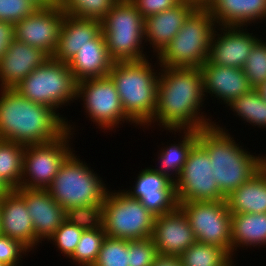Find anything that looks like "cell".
Wrapping results in <instances>:
<instances>
[{
  "instance_id": "obj_34",
  "label": "cell",
  "mask_w": 266,
  "mask_h": 266,
  "mask_svg": "<svg viewBox=\"0 0 266 266\" xmlns=\"http://www.w3.org/2000/svg\"><path fill=\"white\" fill-rule=\"evenodd\" d=\"M93 266H129V240L106 236Z\"/></svg>"
},
{
  "instance_id": "obj_4",
  "label": "cell",
  "mask_w": 266,
  "mask_h": 266,
  "mask_svg": "<svg viewBox=\"0 0 266 266\" xmlns=\"http://www.w3.org/2000/svg\"><path fill=\"white\" fill-rule=\"evenodd\" d=\"M152 67L147 58L142 61L114 62L109 71L125 114L141 127L152 121L156 108L159 73Z\"/></svg>"
},
{
  "instance_id": "obj_11",
  "label": "cell",
  "mask_w": 266,
  "mask_h": 266,
  "mask_svg": "<svg viewBox=\"0 0 266 266\" xmlns=\"http://www.w3.org/2000/svg\"><path fill=\"white\" fill-rule=\"evenodd\" d=\"M198 243L215 245L232 256L231 213L226 200L178 203Z\"/></svg>"
},
{
  "instance_id": "obj_3",
  "label": "cell",
  "mask_w": 266,
  "mask_h": 266,
  "mask_svg": "<svg viewBox=\"0 0 266 266\" xmlns=\"http://www.w3.org/2000/svg\"><path fill=\"white\" fill-rule=\"evenodd\" d=\"M227 132L219 124L198 131V143L210 156L211 171L226 197L259 172L265 159L244 150Z\"/></svg>"
},
{
  "instance_id": "obj_22",
  "label": "cell",
  "mask_w": 266,
  "mask_h": 266,
  "mask_svg": "<svg viewBox=\"0 0 266 266\" xmlns=\"http://www.w3.org/2000/svg\"><path fill=\"white\" fill-rule=\"evenodd\" d=\"M194 9L195 7L188 0H182L173 8L146 18L144 43L150 42L153 52L158 56L178 33L185 19Z\"/></svg>"
},
{
  "instance_id": "obj_2",
  "label": "cell",
  "mask_w": 266,
  "mask_h": 266,
  "mask_svg": "<svg viewBox=\"0 0 266 266\" xmlns=\"http://www.w3.org/2000/svg\"><path fill=\"white\" fill-rule=\"evenodd\" d=\"M0 91V139L25 146L45 144L74 130L53 108L26 99L15 89Z\"/></svg>"
},
{
  "instance_id": "obj_28",
  "label": "cell",
  "mask_w": 266,
  "mask_h": 266,
  "mask_svg": "<svg viewBox=\"0 0 266 266\" xmlns=\"http://www.w3.org/2000/svg\"><path fill=\"white\" fill-rule=\"evenodd\" d=\"M175 132H182V141L177 144H171L162 148L158 154L159 169L158 172L167 175L171 180L175 181L187 160L191 148L198 142V131L196 130H173ZM175 175V176H174Z\"/></svg>"
},
{
  "instance_id": "obj_33",
  "label": "cell",
  "mask_w": 266,
  "mask_h": 266,
  "mask_svg": "<svg viewBox=\"0 0 266 266\" xmlns=\"http://www.w3.org/2000/svg\"><path fill=\"white\" fill-rule=\"evenodd\" d=\"M118 0H61L65 14L102 21Z\"/></svg>"
},
{
  "instance_id": "obj_37",
  "label": "cell",
  "mask_w": 266,
  "mask_h": 266,
  "mask_svg": "<svg viewBox=\"0 0 266 266\" xmlns=\"http://www.w3.org/2000/svg\"><path fill=\"white\" fill-rule=\"evenodd\" d=\"M83 231V229L65 220L49 240L54 242L53 244H55V247L57 246V250H60L66 258H69L74 253Z\"/></svg>"
},
{
  "instance_id": "obj_30",
  "label": "cell",
  "mask_w": 266,
  "mask_h": 266,
  "mask_svg": "<svg viewBox=\"0 0 266 266\" xmlns=\"http://www.w3.org/2000/svg\"><path fill=\"white\" fill-rule=\"evenodd\" d=\"M227 105L243 121L252 126L266 128V101L262 99L257 89L252 88Z\"/></svg>"
},
{
  "instance_id": "obj_12",
  "label": "cell",
  "mask_w": 266,
  "mask_h": 266,
  "mask_svg": "<svg viewBox=\"0 0 266 266\" xmlns=\"http://www.w3.org/2000/svg\"><path fill=\"white\" fill-rule=\"evenodd\" d=\"M174 184L178 203L226 199L211 171L210 156L198 142L191 148Z\"/></svg>"
},
{
  "instance_id": "obj_32",
  "label": "cell",
  "mask_w": 266,
  "mask_h": 266,
  "mask_svg": "<svg viewBox=\"0 0 266 266\" xmlns=\"http://www.w3.org/2000/svg\"><path fill=\"white\" fill-rule=\"evenodd\" d=\"M106 238L103 227L98 230H84L74 253L69 257L78 266H93Z\"/></svg>"
},
{
  "instance_id": "obj_19",
  "label": "cell",
  "mask_w": 266,
  "mask_h": 266,
  "mask_svg": "<svg viewBox=\"0 0 266 266\" xmlns=\"http://www.w3.org/2000/svg\"><path fill=\"white\" fill-rule=\"evenodd\" d=\"M24 198L31 216L35 237L40 242L55 233L65 221V209L61 207L46 189H16Z\"/></svg>"
},
{
  "instance_id": "obj_1",
  "label": "cell",
  "mask_w": 266,
  "mask_h": 266,
  "mask_svg": "<svg viewBox=\"0 0 266 266\" xmlns=\"http://www.w3.org/2000/svg\"><path fill=\"white\" fill-rule=\"evenodd\" d=\"M160 67L156 108L147 126L157 121L159 127L173 133L172 130L199 131L216 124L199 112L208 96L204 94L201 69Z\"/></svg>"
},
{
  "instance_id": "obj_45",
  "label": "cell",
  "mask_w": 266,
  "mask_h": 266,
  "mask_svg": "<svg viewBox=\"0 0 266 266\" xmlns=\"http://www.w3.org/2000/svg\"><path fill=\"white\" fill-rule=\"evenodd\" d=\"M39 7H54L61 4V0H32Z\"/></svg>"
},
{
  "instance_id": "obj_18",
  "label": "cell",
  "mask_w": 266,
  "mask_h": 266,
  "mask_svg": "<svg viewBox=\"0 0 266 266\" xmlns=\"http://www.w3.org/2000/svg\"><path fill=\"white\" fill-rule=\"evenodd\" d=\"M0 229L1 234L19 241L29 251L39 243L25 198L17 190H9L0 198Z\"/></svg>"
},
{
  "instance_id": "obj_42",
  "label": "cell",
  "mask_w": 266,
  "mask_h": 266,
  "mask_svg": "<svg viewBox=\"0 0 266 266\" xmlns=\"http://www.w3.org/2000/svg\"><path fill=\"white\" fill-rule=\"evenodd\" d=\"M14 39V24L12 22L0 21V60Z\"/></svg>"
},
{
  "instance_id": "obj_16",
  "label": "cell",
  "mask_w": 266,
  "mask_h": 266,
  "mask_svg": "<svg viewBox=\"0 0 266 266\" xmlns=\"http://www.w3.org/2000/svg\"><path fill=\"white\" fill-rule=\"evenodd\" d=\"M218 28L221 34H218L215 29L210 43L208 61L220 66L243 69L259 37L246 31L247 29L243 26H218Z\"/></svg>"
},
{
  "instance_id": "obj_8",
  "label": "cell",
  "mask_w": 266,
  "mask_h": 266,
  "mask_svg": "<svg viewBox=\"0 0 266 266\" xmlns=\"http://www.w3.org/2000/svg\"><path fill=\"white\" fill-rule=\"evenodd\" d=\"M77 85L68 64L49 57L14 89L24 98L57 111V108L77 100Z\"/></svg>"
},
{
  "instance_id": "obj_46",
  "label": "cell",
  "mask_w": 266,
  "mask_h": 266,
  "mask_svg": "<svg viewBox=\"0 0 266 266\" xmlns=\"http://www.w3.org/2000/svg\"><path fill=\"white\" fill-rule=\"evenodd\" d=\"M261 95L262 99L266 101V81L256 88Z\"/></svg>"
},
{
  "instance_id": "obj_44",
  "label": "cell",
  "mask_w": 266,
  "mask_h": 266,
  "mask_svg": "<svg viewBox=\"0 0 266 266\" xmlns=\"http://www.w3.org/2000/svg\"><path fill=\"white\" fill-rule=\"evenodd\" d=\"M195 8L209 9L216 0H188Z\"/></svg>"
},
{
  "instance_id": "obj_27",
  "label": "cell",
  "mask_w": 266,
  "mask_h": 266,
  "mask_svg": "<svg viewBox=\"0 0 266 266\" xmlns=\"http://www.w3.org/2000/svg\"><path fill=\"white\" fill-rule=\"evenodd\" d=\"M232 256L237 247L266 245V213L231 214ZM235 249V250H234Z\"/></svg>"
},
{
  "instance_id": "obj_48",
  "label": "cell",
  "mask_w": 266,
  "mask_h": 266,
  "mask_svg": "<svg viewBox=\"0 0 266 266\" xmlns=\"http://www.w3.org/2000/svg\"><path fill=\"white\" fill-rule=\"evenodd\" d=\"M234 264V262H231L228 266H235V265H233Z\"/></svg>"
},
{
  "instance_id": "obj_38",
  "label": "cell",
  "mask_w": 266,
  "mask_h": 266,
  "mask_svg": "<svg viewBox=\"0 0 266 266\" xmlns=\"http://www.w3.org/2000/svg\"><path fill=\"white\" fill-rule=\"evenodd\" d=\"M158 255L151 237L129 240V266H151Z\"/></svg>"
},
{
  "instance_id": "obj_39",
  "label": "cell",
  "mask_w": 266,
  "mask_h": 266,
  "mask_svg": "<svg viewBox=\"0 0 266 266\" xmlns=\"http://www.w3.org/2000/svg\"><path fill=\"white\" fill-rule=\"evenodd\" d=\"M38 8L32 0H0V21L17 23Z\"/></svg>"
},
{
  "instance_id": "obj_29",
  "label": "cell",
  "mask_w": 266,
  "mask_h": 266,
  "mask_svg": "<svg viewBox=\"0 0 266 266\" xmlns=\"http://www.w3.org/2000/svg\"><path fill=\"white\" fill-rule=\"evenodd\" d=\"M25 145L0 139V181L8 190L20 188Z\"/></svg>"
},
{
  "instance_id": "obj_24",
  "label": "cell",
  "mask_w": 266,
  "mask_h": 266,
  "mask_svg": "<svg viewBox=\"0 0 266 266\" xmlns=\"http://www.w3.org/2000/svg\"><path fill=\"white\" fill-rule=\"evenodd\" d=\"M114 61L110 58L101 31L90 44L84 45L67 63L76 81L109 75Z\"/></svg>"
},
{
  "instance_id": "obj_41",
  "label": "cell",
  "mask_w": 266,
  "mask_h": 266,
  "mask_svg": "<svg viewBox=\"0 0 266 266\" xmlns=\"http://www.w3.org/2000/svg\"><path fill=\"white\" fill-rule=\"evenodd\" d=\"M146 19L151 15L161 13L167 9L173 8L182 0H129Z\"/></svg>"
},
{
  "instance_id": "obj_20",
  "label": "cell",
  "mask_w": 266,
  "mask_h": 266,
  "mask_svg": "<svg viewBox=\"0 0 266 266\" xmlns=\"http://www.w3.org/2000/svg\"><path fill=\"white\" fill-rule=\"evenodd\" d=\"M48 58L41 49L14 39L0 60V89H14Z\"/></svg>"
},
{
  "instance_id": "obj_40",
  "label": "cell",
  "mask_w": 266,
  "mask_h": 266,
  "mask_svg": "<svg viewBox=\"0 0 266 266\" xmlns=\"http://www.w3.org/2000/svg\"><path fill=\"white\" fill-rule=\"evenodd\" d=\"M30 252L19 241L0 233V263L4 266H20L23 254ZM20 259V260H19Z\"/></svg>"
},
{
  "instance_id": "obj_10",
  "label": "cell",
  "mask_w": 266,
  "mask_h": 266,
  "mask_svg": "<svg viewBox=\"0 0 266 266\" xmlns=\"http://www.w3.org/2000/svg\"><path fill=\"white\" fill-rule=\"evenodd\" d=\"M73 132L49 143L25 146L20 188L46 189L51 184L65 159L75 152L69 144Z\"/></svg>"
},
{
  "instance_id": "obj_15",
  "label": "cell",
  "mask_w": 266,
  "mask_h": 266,
  "mask_svg": "<svg viewBox=\"0 0 266 266\" xmlns=\"http://www.w3.org/2000/svg\"><path fill=\"white\" fill-rule=\"evenodd\" d=\"M134 182L133 191L126 189L124 192L131 198L139 199L155 217L173 212L179 207L174 181L155 168L143 169Z\"/></svg>"
},
{
  "instance_id": "obj_14",
  "label": "cell",
  "mask_w": 266,
  "mask_h": 266,
  "mask_svg": "<svg viewBox=\"0 0 266 266\" xmlns=\"http://www.w3.org/2000/svg\"><path fill=\"white\" fill-rule=\"evenodd\" d=\"M64 14L60 5L39 7L30 16L14 23L15 39L52 57L58 45Z\"/></svg>"
},
{
  "instance_id": "obj_5",
  "label": "cell",
  "mask_w": 266,
  "mask_h": 266,
  "mask_svg": "<svg viewBox=\"0 0 266 266\" xmlns=\"http://www.w3.org/2000/svg\"><path fill=\"white\" fill-rule=\"evenodd\" d=\"M216 22L209 9L195 8L178 33L157 56L160 66L200 68L209 56Z\"/></svg>"
},
{
  "instance_id": "obj_7",
  "label": "cell",
  "mask_w": 266,
  "mask_h": 266,
  "mask_svg": "<svg viewBox=\"0 0 266 266\" xmlns=\"http://www.w3.org/2000/svg\"><path fill=\"white\" fill-rule=\"evenodd\" d=\"M102 181L88 164L72 152L46 190L66 210L74 206L103 203L109 189Z\"/></svg>"
},
{
  "instance_id": "obj_9",
  "label": "cell",
  "mask_w": 266,
  "mask_h": 266,
  "mask_svg": "<svg viewBox=\"0 0 266 266\" xmlns=\"http://www.w3.org/2000/svg\"><path fill=\"white\" fill-rule=\"evenodd\" d=\"M154 219L139 199L131 198L124 190L106 193L102 221L106 236L125 240L152 237Z\"/></svg>"
},
{
  "instance_id": "obj_31",
  "label": "cell",
  "mask_w": 266,
  "mask_h": 266,
  "mask_svg": "<svg viewBox=\"0 0 266 266\" xmlns=\"http://www.w3.org/2000/svg\"><path fill=\"white\" fill-rule=\"evenodd\" d=\"M183 266H228L233 257L223 248L196 242L179 256Z\"/></svg>"
},
{
  "instance_id": "obj_17",
  "label": "cell",
  "mask_w": 266,
  "mask_h": 266,
  "mask_svg": "<svg viewBox=\"0 0 266 266\" xmlns=\"http://www.w3.org/2000/svg\"><path fill=\"white\" fill-rule=\"evenodd\" d=\"M153 242L159 255L180 256L197 242L189 220L178 207L154 219Z\"/></svg>"
},
{
  "instance_id": "obj_36",
  "label": "cell",
  "mask_w": 266,
  "mask_h": 266,
  "mask_svg": "<svg viewBox=\"0 0 266 266\" xmlns=\"http://www.w3.org/2000/svg\"><path fill=\"white\" fill-rule=\"evenodd\" d=\"M261 39L260 37L252 48L243 67L249 84L254 89L266 81V41Z\"/></svg>"
},
{
  "instance_id": "obj_43",
  "label": "cell",
  "mask_w": 266,
  "mask_h": 266,
  "mask_svg": "<svg viewBox=\"0 0 266 266\" xmlns=\"http://www.w3.org/2000/svg\"><path fill=\"white\" fill-rule=\"evenodd\" d=\"M151 266H183L179 256L158 255Z\"/></svg>"
},
{
  "instance_id": "obj_35",
  "label": "cell",
  "mask_w": 266,
  "mask_h": 266,
  "mask_svg": "<svg viewBox=\"0 0 266 266\" xmlns=\"http://www.w3.org/2000/svg\"><path fill=\"white\" fill-rule=\"evenodd\" d=\"M65 220L83 230L101 229L103 203L70 207L65 210Z\"/></svg>"
},
{
  "instance_id": "obj_13",
  "label": "cell",
  "mask_w": 266,
  "mask_h": 266,
  "mask_svg": "<svg viewBox=\"0 0 266 266\" xmlns=\"http://www.w3.org/2000/svg\"><path fill=\"white\" fill-rule=\"evenodd\" d=\"M78 98H83L86 113L99 129L113 130L125 120L133 123L125 114L115 83L109 75L80 81L77 85Z\"/></svg>"
},
{
  "instance_id": "obj_47",
  "label": "cell",
  "mask_w": 266,
  "mask_h": 266,
  "mask_svg": "<svg viewBox=\"0 0 266 266\" xmlns=\"http://www.w3.org/2000/svg\"><path fill=\"white\" fill-rule=\"evenodd\" d=\"M265 159H264V166L266 167V156H264Z\"/></svg>"
},
{
  "instance_id": "obj_21",
  "label": "cell",
  "mask_w": 266,
  "mask_h": 266,
  "mask_svg": "<svg viewBox=\"0 0 266 266\" xmlns=\"http://www.w3.org/2000/svg\"><path fill=\"white\" fill-rule=\"evenodd\" d=\"M200 69L203 76L204 94L209 93L211 97L214 94V98L219 101L222 99L226 105L252 89L241 68L220 66L207 60Z\"/></svg>"
},
{
  "instance_id": "obj_26",
  "label": "cell",
  "mask_w": 266,
  "mask_h": 266,
  "mask_svg": "<svg viewBox=\"0 0 266 266\" xmlns=\"http://www.w3.org/2000/svg\"><path fill=\"white\" fill-rule=\"evenodd\" d=\"M231 214L266 213V167L226 197Z\"/></svg>"
},
{
  "instance_id": "obj_6",
  "label": "cell",
  "mask_w": 266,
  "mask_h": 266,
  "mask_svg": "<svg viewBox=\"0 0 266 266\" xmlns=\"http://www.w3.org/2000/svg\"><path fill=\"white\" fill-rule=\"evenodd\" d=\"M145 19L129 0H118L101 21L106 47L114 62L142 61ZM145 53V54H143Z\"/></svg>"
},
{
  "instance_id": "obj_25",
  "label": "cell",
  "mask_w": 266,
  "mask_h": 266,
  "mask_svg": "<svg viewBox=\"0 0 266 266\" xmlns=\"http://www.w3.org/2000/svg\"><path fill=\"white\" fill-rule=\"evenodd\" d=\"M209 11L217 26L247 28L248 24L266 19V0H216Z\"/></svg>"
},
{
  "instance_id": "obj_23",
  "label": "cell",
  "mask_w": 266,
  "mask_h": 266,
  "mask_svg": "<svg viewBox=\"0 0 266 266\" xmlns=\"http://www.w3.org/2000/svg\"><path fill=\"white\" fill-rule=\"evenodd\" d=\"M102 31L101 21L95 19L76 18L64 14L57 48L52 58L68 63L84 45L90 44Z\"/></svg>"
}]
</instances>
